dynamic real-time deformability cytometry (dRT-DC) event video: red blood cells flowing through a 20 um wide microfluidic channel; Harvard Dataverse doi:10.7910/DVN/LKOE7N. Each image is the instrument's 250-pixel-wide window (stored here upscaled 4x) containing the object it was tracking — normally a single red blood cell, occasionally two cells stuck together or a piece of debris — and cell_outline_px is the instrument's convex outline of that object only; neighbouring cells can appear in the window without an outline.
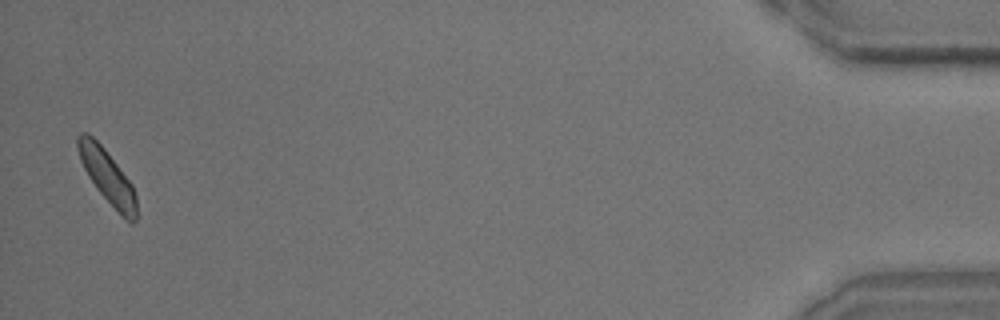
{"species": "common noctule bat (a hibernating species)", "species_latin": "Nyctalus noctula", "temperature_condition": "room temperature", "stored_images_in_passage": 31, "camera_frame_rate_fps": 3000, "um_per_image_px": 0.085, "animal": {"sex": "male", "body_mass_g": 15.6}, "frame": {"image": 1, "passage_image": 31, "time_ms": 10.0, "image_size_px": [1000, 320], "cell_outline_px": [[136, 220], [132, 224], [96, 188], [88, 176], [80, 160], [76, 148], [76, 136], [80, 132], [88, 132], [104, 148], [132, 184], [136, 196]], "centroid_in_image_um": [9.08, 14.92], "position_along_channel_um": 426.1, "area_um2": 17.92}}